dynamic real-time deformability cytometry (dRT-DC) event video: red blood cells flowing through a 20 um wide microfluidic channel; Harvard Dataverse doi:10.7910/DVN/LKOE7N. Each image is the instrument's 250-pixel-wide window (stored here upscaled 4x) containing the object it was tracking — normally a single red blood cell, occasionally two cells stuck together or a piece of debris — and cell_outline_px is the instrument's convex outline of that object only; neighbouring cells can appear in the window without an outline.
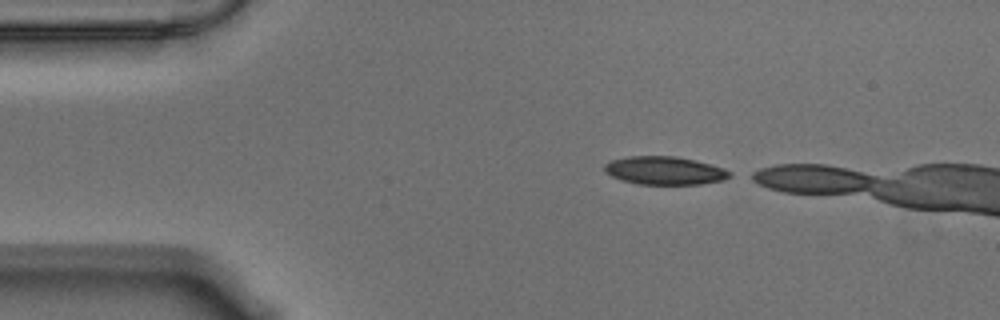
{"species": "Egyptian fruit bat (a non-hibernating species)", "species_latin": "Rousettus aegyptiacus", "temperature_condition": "warm", "stored_images_in_passage": 8, "camera_frame_rate_fps": 3000, "um_per_image_px": 0.085, "animal": {"sex": "male"}, "frame": {"image": 1, "passage_image": 1, "time_ms": 0.0, "image_size_px": [1000, 320], "cell_outline_px": [[732, 176], [724, 180], [700, 184], [640, 184], [620, 180], [604, 172], [604, 164], [612, 160], [628, 156], [676, 156], [696, 160], [724, 168], [732, 172]], "centroid_in_image_um": [56.51, 14.49], "position_along_channel_um": 28.5, "area_um2": 20.69}}